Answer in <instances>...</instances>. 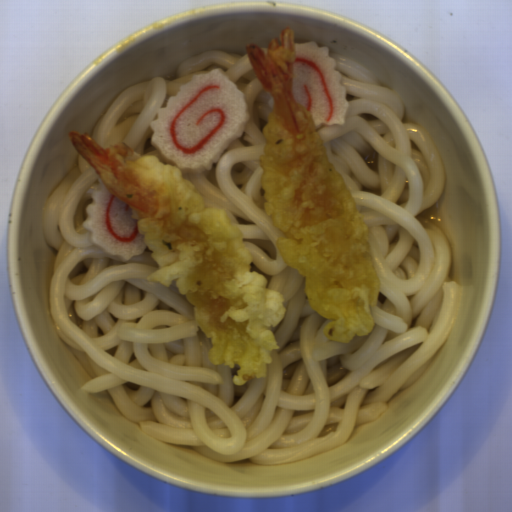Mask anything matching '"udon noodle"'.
Segmentation results:
<instances>
[{"label":"udon noodle","instance_id":"1","mask_svg":"<svg viewBox=\"0 0 512 512\" xmlns=\"http://www.w3.org/2000/svg\"><path fill=\"white\" fill-rule=\"evenodd\" d=\"M349 103L344 124L317 131L331 165L346 182L368 231L380 280L374 324L366 336L332 341L331 319L310 305L305 278L281 258L282 232L264 209V128L275 102L249 55L209 50L180 63L175 79L154 77L121 91L92 129L102 148L127 144L162 159L150 123L194 75L220 69L244 93L243 134L210 170L182 172L211 207L240 229L253 260L283 299L270 327L278 345L266 376L236 386L240 366L213 364V346L194 307L159 270L146 245L127 261L93 245L83 228L100 176L79 152L47 198L42 232L57 253L49 276L52 323L90 380L85 393L107 394L144 434L191 445L224 463L280 465L344 445L383 415L391 399L425 374L454 321L461 292L451 276L452 247L423 213L446 185L443 159L425 131L405 121V103L373 70L331 52Z\"/></svg>","mask_w":512,"mask_h":512}]
</instances>
